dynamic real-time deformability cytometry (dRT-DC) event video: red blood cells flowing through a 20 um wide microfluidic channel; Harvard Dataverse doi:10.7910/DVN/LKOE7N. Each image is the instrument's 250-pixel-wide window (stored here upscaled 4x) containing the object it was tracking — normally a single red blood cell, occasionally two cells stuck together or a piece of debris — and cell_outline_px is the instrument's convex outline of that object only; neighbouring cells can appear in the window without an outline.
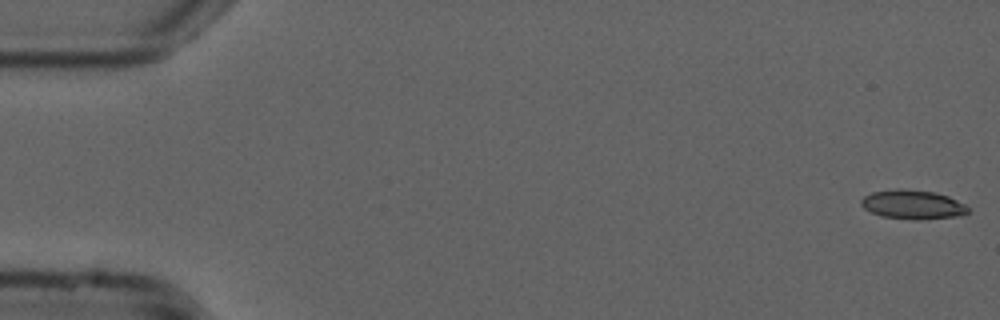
{"species": "common noctule bat (a hibernating species)", "species_latin": "Nyctalus noctula", "temperature_condition": "cold", "stored_images_in_passage": 11, "camera_frame_rate_fps": 3000, "um_per_image_px": 0.085, "animal": {"sex": "male", "forearm_length_mm": 52.5}, "frame": {"image": 1, "passage_image": 1, "time_ms": 0.0, "image_size_px": [1000, 320], "cell_outline_px": [[968, 212], [960, 216], [916, 220], [912, 220], [880, 216], [864, 208], [860, 204], [860, 200], [864, 196], [872, 192], [896, 188], [904, 188], [932, 192], [948, 196], [964, 204], [968, 208]], "centroid_in_image_um": [77.54, 17.39], "position_along_channel_um": 7.5, "area_um2": 18.21}}